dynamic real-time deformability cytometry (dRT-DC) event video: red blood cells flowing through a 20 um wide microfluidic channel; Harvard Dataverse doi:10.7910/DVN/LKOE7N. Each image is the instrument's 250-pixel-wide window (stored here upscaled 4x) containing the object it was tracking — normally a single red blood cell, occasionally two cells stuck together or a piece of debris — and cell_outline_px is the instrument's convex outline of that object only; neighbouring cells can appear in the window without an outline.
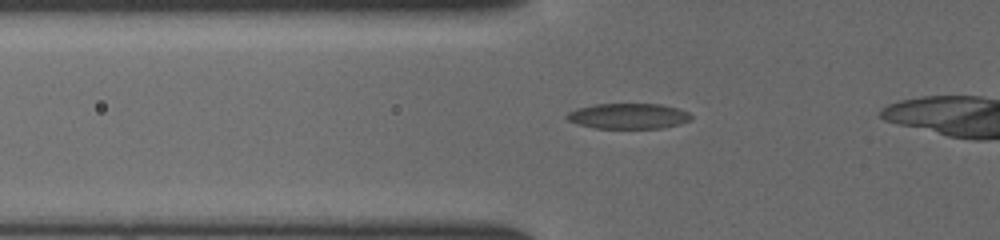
{"species": "common noctule bat (a hibernating species)", "species_latin": "Nyctalus noctula", "temperature_condition": "cold", "stored_images_in_passage": 29, "camera_frame_rate_fps": 3000, "um_per_image_px": 0.085, "animal": {"sex": "female", "body_mass_g": 19.5, "forearm_length_mm": 54.1}, "frame": {"image": 1, "passage_image": 4, "time_ms": 1.0, "image_size_px": [1000, 240], "cell_outline_px": [[692, 120], [680, 124], [660, 128], [596, 128], [580, 124], [568, 120], [564, 116], [568, 112], [576, 108], [596, 104], [660, 104], [676, 108], [688, 112], [692, 116]], "centroid_in_image_um": [53.41, 9.86], "position_along_channel_um": 72.4, "area_um2": 18.38}}
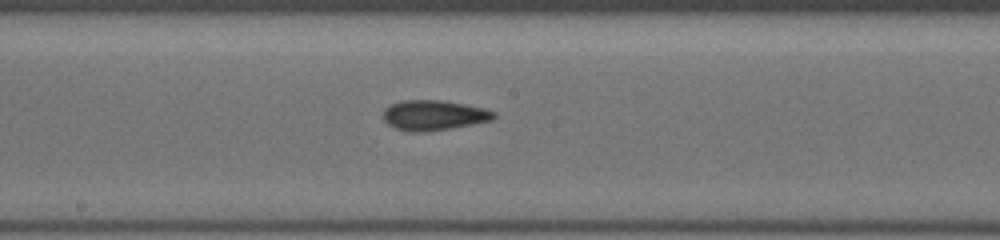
{"frame": {"image": 2, "passage_image": 14, "time_ms": 4.333, "image_size_px": [1000, 240], "cell_outline_px": [[496, 116], [492, 120], [472, 124], [424, 132], [412, 132], [396, 128], [388, 124], [384, 120], [384, 108], [400, 100], [440, 100], [464, 104], [484, 108], [496, 112]], "centroid_in_image_um": [36.87, 9.78], "position_along_channel_um": 211.3, "area_um2": 19.25}}
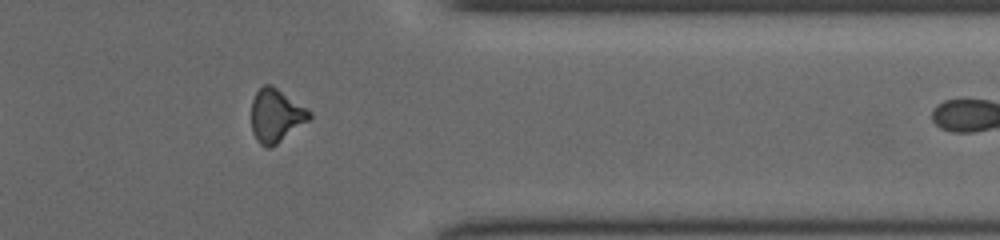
{"frame": {"image": 3, "passage_image": 27, "time_ms": 8.667, "image_size_px": [1000, 240], "cell_outline_px": [[312, 116], [308, 120], [276, 144], [268, 148], [264, 148], [256, 140], [252, 132], [252, 100], [256, 92], [264, 84], [268, 84], [276, 88], [312, 112]], "centroid_in_image_um": [23.43, 9.84], "position_along_channel_um": 388.0, "area_um2": 17.63}}